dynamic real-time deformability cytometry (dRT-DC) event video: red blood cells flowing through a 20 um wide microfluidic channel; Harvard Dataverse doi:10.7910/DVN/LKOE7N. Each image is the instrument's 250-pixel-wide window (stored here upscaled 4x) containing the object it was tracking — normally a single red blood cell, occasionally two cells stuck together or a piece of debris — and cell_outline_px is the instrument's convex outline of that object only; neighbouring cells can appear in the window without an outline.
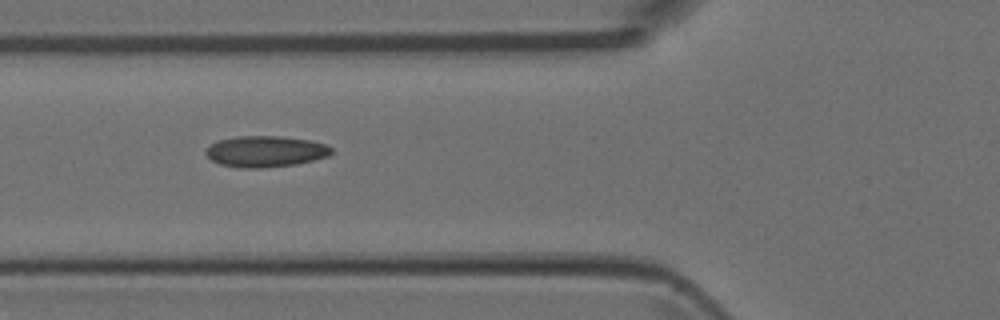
{"species": "Egyptian fruit bat (a non-hibernating species)", "species_latin": "Rousettus aegyptiacus", "temperature_condition": "room temperature", "stored_images_in_passage": 3, "camera_frame_rate_fps": 3000, "um_per_image_px": 0.085, "animal": {"sex": "female"}, "frame": {"image": 1, "passage_image": 2, "time_ms": 2.0, "image_size_px": [1000, 320], "cell_outline_px": [[332, 152], [328, 156], [296, 164], [264, 168], [240, 168], [220, 164], [212, 160], [204, 152], [212, 144], [220, 140], [236, 136], [280, 136], [308, 140], [328, 144], [332, 148]], "centroid_in_image_um": [22.59, 12.87], "position_along_channel_um": 103.2, "area_um2": 22.72}}
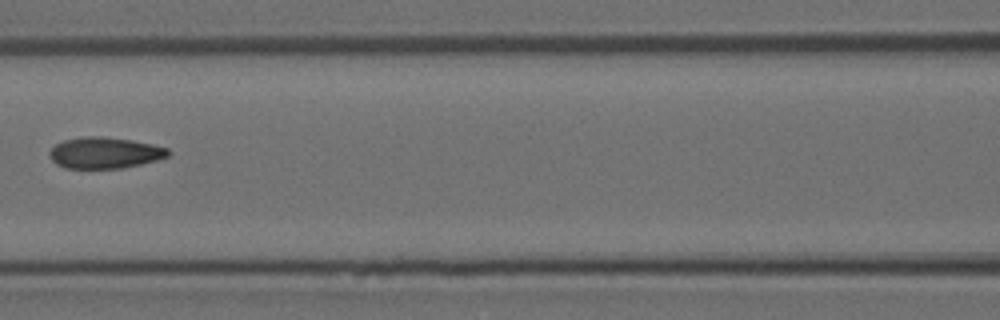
{"frame": {"image": 2, "passage_image": 3, "time_ms": 3.333, "image_size_px": [1000, 320], "cell_outline_px": [[172, 152], [168, 156], [156, 160], [140, 164], [120, 168], [64, 168], [56, 164], [52, 160], [48, 152], [56, 144], [64, 140], [88, 136], [100, 136], [132, 140], [152, 144], [168, 148]], "centroid_in_image_um": [8.91, 12.99], "position_along_channel_um": 157.7, "area_um2": 21.5}}